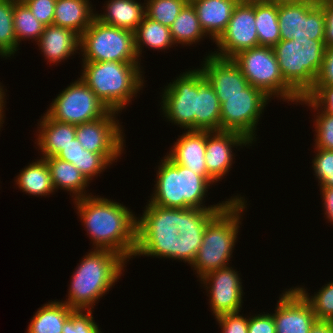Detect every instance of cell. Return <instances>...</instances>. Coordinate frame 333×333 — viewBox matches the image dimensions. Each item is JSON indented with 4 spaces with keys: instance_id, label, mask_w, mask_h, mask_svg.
<instances>
[{
    "instance_id": "836d02e7",
    "label": "cell",
    "mask_w": 333,
    "mask_h": 333,
    "mask_svg": "<svg viewBox=\"0 0 333 333\" xmlns=\"http://www.w3.org/2000/svg\"><path fill=\"white\" fill-rule=\"evenodd\" d=\"M171 36L174 44L192 45L200 42L208 36L202 29L197 13L193 5L188 2L170 27Z\"/></svg>"
},
{
    "instance_id": "f907efd6",
    "label": "cell",
    "mask_w": 333,
    "mask_h": 333,
    "mask_svg": "<svg viewBox=\"0 0 333 333\" xmlns=\"http://www.w3.org/2000/svg\"><path fill=\"white\" fill-rule=\"evenodd\" d=\"M4 86L1 85L0 83V120L4 121V107H5V102L4 100L5 99V96H6V92L4 90L6 89H3Z\"/></svg>"
},
{
    "instance_id": "d590c367",
    "label": "cell",
    "mask_w": 333,
    "mask_h": 333,
    "mask_svg": "<svg viewBox=\"0 0 333 333\" xmlns=\"http://www.w3.org/2000/svg\"><path fill=\"white\" fill-rule=\"evenodd\" d=\"M13 0H0V56L11 57L19 50L13 26Z\"/></svg>"
},
{
    "instance_id": "4316f807",
    "label": "cell",
    "mask_w": 333,
    "mask_h": 333,
    "mask_svg": "<svg viewBox=\"0 0 333 333\" xmlns=\"http://www.w3.org/2000/svg\"><path fill=\"white\" fill-rule=\"evenodd\" d=\"M105 11L95 17L102 23L135 32L146 16L145 2L136 0H108Z\"/></svg>"
},
{
    "instance_id": "3957f363",
    "label": "cell",
    "mask_w": 333,
    "mask_h": 333,
    "mask_svg": "<svg viewBox=\"0 0 333 333\" xmlns=\"http://www.w3.org/2000/svg\"><path fill=\"white\" fill-rule=\"evenodd\" d=\"M156 175L155 188L148 202L161 207L222 209L230 201L245 200L237 194L222 203L204 206L212 184L204 176L173 162L167 155L161 159Z\"/></svg>"
},
{
    "instance_id": "83f0119b",
    "label": "cell",
    "mask_w": 333,
    "mask_h": 333,
    "mask_svg": "<svg viewBox=\"0 0 333 333\" xmlns=\"http://www.w3.org/2000/svg\"><path fill=\"white\" fill-rule=\"evenodd\" d=\"M89 0H56L53 25L75 31L79 36L95 18Z\"/></svg>"
},
{
    "instance_id": "7a4b0ae2",
    "label": "cell",
    "mask_w": 333,
    "mask_h": 333,
    "mask_svg": "<svg viewBox=\"0 0 333 333\" xmlns=\"http://www.w3.org/2000/svg\"><path fill=\"white\" fill-rule=\"evenodd\" d=\"M127 261L110 250H90L71 276L65 303L73 310L92 311L94 305L121 277ZM97 301V302H96Z\"/></svg>"
},
{
    "instance_id": "bcb514c9",
    "label": "cell",
    "mask_w": 333,
    "mask_h": 333,
    "mask_svg": "<svg viewBox=\"0 0 333 333\" xmlns=\"http://www.w3.org/2000/svg\"><path fill=\"white\" fill-rule=\"evenodd\" d=\"M314 86H333V46L325 50L322 68Z\"/></svg>"
},
{
    "instance_id": "7bdbcfd3",
    "label": "cell",
    "mask_w": 333,
    "mask_h": 333,
    "mask_svg": "<svg viewBox=\"0 0 333 333\" xmlns=\"http://www.w3.org/2000/svg\"><path fill=\"white\" fill-rule=\"evenodd\" d=\"M24 4L42 24H53L56 0H27Z\"/></svg>"
},
{
    "instance_id": "11a10c76",
    "label": "cell",
    "mask_w": 333,
    "mask_h": 333,
    "mask_svg": "<svg viewBox=\"0 0 333 333\" xmlns=\"http://www.w3.org/2000/svg\"><path fill=\"white\" fill-rule=\"evenodd\" d=\"M4 123V121L0 120V130H1V127L3 126L2 124Z\"/></svg>"
},
{
    "instance_id": "f35d334b",
    "label": "cell",
    "mask_w": 333,
    "mask_h": 333,
    "mask_svg": "<svg viewBox=\"0 0 333 333\" xmlns=\"http://www.w3.org/2000/svg\"><path fill=\"white\" fill-rule=\"evenodd\" d=\"M299 103L307 105L310 109L313 108L311 110H314V112L317 111L313 122L314 131H316L314 147L333 150V115L326 114L322 110L319 111V108L309 98L303 97Z\"/></svg>"
},
{
    "instance_id": "d6986e66",
    "label": "cell",
    "mask_w": 333,
    "mask_h": 333,
    "mask_svg": "<svg viewBox=\"0 0 333 333\" xmlns=\"http://www.w3.org/2000/svg\"><path fill=\"white\" fill-rule=\"evenodd\" d=\"M242 134L232 131H206L205 164L208 174L221 181L231 170L235 154L233 147L252 146Z\"/></svg>"
},
{
    "instance_id": "7c38bea8",
    "label": "cell",
    "mask_w": 333,
    "mask_h": 333,
    "mask_svg": "<svg viewBox=\"0 0 333 333\" xmlns=\"http://www.w3.org/2000/svg\"><path fill=\"white\" fill-rule=\"evenodd\" d=\"M281 40H324L325 18L319 1H278Z\"/></svg>"
},
{
    "instance_id": "d4e9b609",
    "label": "cell",
    "mask_w": 333,
    "mask_h": 333,
    "mask_svg": "<svg viewBox=\"0 0 333 333\" xmlns=\"http://www.w3.org/2000/svg\"><path fill=\"white\" fill-rule=\"evenodd\" d=\"M189 2L197 13L202 29L213 42L226 29L238 4L237 0H189Z\"/></svg>"
},
{
    "instance_id": "681fc988",
    "label": "cell",
    "mask_w": 333,
    "mask_h": 333,
    "mask_svg": "<svg viewBox=\"0 0 333 333\" xmlns=\"http://www.w3.org/2000/svg\"><path fill=\"white\" fill-rule=\"evenodd\" d=\"M309 333H333V321L316 320Z\"/></svg>"
},
{
    "instance_id": "603a6c76",
    "label": "cell",
    "mask_w": 333,
    "mask_h": 333,
    "mask_svg": "<svg viewBox=\"0 0 333 333\" xmlns=\"http://www.w3.org/2000/svg\"><path fill=\"white\" fill-rule=\"evenodd\" d=\"M122 153H94L84 149L74 138L56 157L72 163L91 183L94 177L103 173ZM116 160V161H115Z\"/></svg>"
},
{
    "instance_id": "7dc6e473",
    "label": "cell",
    "mask_w": 333,
    "mask_h": 333,
    "mask_svg": "<svg viewBox=\"0 0 333 333\" xmlns=\"http://www.w3.org/2000/svg\"><path fill=\"white\" fill-rule=\"evenodd\" d=\"M319 6L324 11L325 34L324 43L326 48L333 46V1H319Z\"/></svg>"
},
{
    "instance_id": "f1b7e54d",
    "label": "cell",
    "mask_w": 333,
    "mask_h": 333,
    "mask_svg": "<svg viewBox=\"0 0 333 333\" xmlns=\"http://www.w3.org/2000/svg\"><path fill=\"white\" fill-rule=\"evenodd\" d=\"M44 159L49 166L55 191L58 189L69 191V193H72L74 200L90 196L86 191L90 182L72 163L61 160L56 156Z\"/></svg>"
},
{
    "instance_id": "2e32d148",
    "label": "cell",
    "mask_w": 333,
    "mask_h": 333,
    "mask_svg": "<svg viewBox=\"0 0 333 333\" xmlns=\"http://www.w3.org/2000/svg\"><path fill=\"white\" fill-rule=\"evenodd\" d=\"M117 111L109 110L103 117L76 126V138L84 149L94 153H122L125 150L123 126Z\"/></svg>"
},
{
    "instance_id": "e575fe53",
    "label": "cell",
    "mask_w": 333,
    "mask_h": 333,
    "mask_svg": "<svg viewBox=\"0 0 333 333\" xmlns=\"http://www.w3.org/2000/svg\"><path fill=\"white\" fill-rule=\"evenodd\" d=\"M13 26L18 45L27 39L38 42L45 29L24 3L17 2H14Z\"/></svg>"
},
{
    "instance_id": "b9f144b4",
    "label": "cell",
    "mask_w": 333,
    "mask_h": 333,
    "mask_svg": "<svg viewBox=\"0 0 333 333\" xmlns=\"http://www.w3.org/2000/svg\"><path fill=\"white\" fill-rule=\"evenodd\" d=\"M215 319L222 333H248V316L239 312L221 314Z\"/></svg>"
},
{
    "instance_id": "1f68e13d",
    "label": "cell",
    "mask_w": 333,
    "mask_h": 333,
    "mask_svg": "<svg viewBox=\"0 0 333 333\" xmlns=\"http://www.w3.org/2000/svg\"><path fill=\"white\" fill-rule=\"evenodd\" d=\"M173 45L175 44L172 40L170 28L146 16L135 31V48L140 61L141 58L139 57H142L144 46L153 50H168Z\"/></svg>"
},
{
    "instance_id": "f6af8a7d",
    "label": "cell",
    "mask_w": 333,
    "mask_h": 333,
    "mask_svg": "<svg viewBox=\"0 0 333 333\" xmlns=\"http://www.w3.org/2000/svg\"><path fill=\"white\" fill-rule=\"evenodd\" d=\"M263 313L248 316V333H276L272 313Z\"/></svg>"
},
{
    "instance_id": "8fae6325",
    "label": "cell",
    "mask_w": 333,
    "mask_h": 333,
    "mask_svg": "<svg viewBox=\"0 0 333 333\" xmlns=\"http://www.w3.org/2000/svg\"><path fill=\"white\" fill-rule=\"evenodd\" d=\"M108 111V107L78 78L57 95L46 114L56 121L77 126L99 119Z\"/></svg>"
},
{
    "instance_id": "8d00e7d4",
    "label": "cell",
    "mask_w": 333,
    "mask_h": 333,
    "mask_svg": "<svg viewBox=\"0 0 333 333\" xmlns=\"http://www.w3.org/2000/svg\"><path fill=\"white\" fill-rule=\"evenodd\" d=\"M146 17L171 27L189 0H144ZM147 1V2H146Z\"/></svg>"
},
{
    "instance_id": "74e56055",
    "label": "cell",
    "mask_w": 333,
    "mask_h": 333,
    "mask_svg": "<svg viewBox=\"0 0 333 333\" xmlns=\"http://www.w3.org/2000/svg\"><path fill=\"white\" fill-rule=\"evenodd\" d=\"M295 288L311 305L317 320L333 321V281L323 285L313 296L303 286Z\"/></svg>"
},
{
    "instance_id": "30bf717a",
    "label": "cell",
    "mask_w": 333,
    "mask_h": 333,
    "mask_svg": "<svg viewBox=\"0 0 333 333\" xmlns=\"http://www.w3.org/2000/svg\"><path fill=\"white\" fill-rule=\"evenodd\" d=\"M218 100L221 103L220 131L240 133L251 143L257 141V125L270 97L249 85L241 94L218 96Z\"/></svg>"
},
{
    "instance_id": "9c48e42d",
    "label": "cell",
    "mask_w": 333,
    "mask_h": 333,
    "mask_svg": "<svg viewBox=\"0 0 333 333\" xmlns=\"http://www.w3.org/2000/svg\"><path fill=\"white\" fill-rule=\"evenodd\" d=\"M232 60L249 85L260 89L271 99L277 97L280 101L296 104L300 101L301 97L284 81L273 47L259 45L239 52Z\"/></svg>"
},
{
    "instance_id": "277c9868",
    "label": "cell",
    "mask_w": 333,
    "mask_h": 333,
    "mask_svg": "<svg viewBox=\"0 0 333 333\" xmlns=\"http://www.w3.org/2000/svg\"><path fill=\"white\" fill-rule=\"evenodd\" d=\"M82 63L80 78L109 110L121 113L144 87L145 79L140 63L114 61Z\"/></svg>"
},
{
    "instance_id": "f546056e",
    "label": "cell",
    "mask_w": 333,
    "mask_h": 333,
    "mask_svg": "<svg viewBox=\"0 0 333 333\" xmlns=\"http://www.w3.org/2000/svg\"><path fill=\"white\" fill-rule=\"evenodd\" d=\"M20 191L33 196H47L55 192L49 166L44 158L28 164L16 176Z\"/></svg>"
},
{
    "instance_id": "4dcf8cb0",
    "label": "cell",
    "mask_w": 333,
    "mask_h": 333,
    "mask_svg": "<svg viewBox=\"0 0 333 333\" xmlns=\"http://www.w3.org/2000/svg\"><path fill=\"white\" fill-rule=\"evenodd\" d=\"M74 311L61 301L48 302L30 319L26 333H62L65 321Z\"/></svg>"
},
{
    "instance_id": "c3c4849f",
    "label": "cell",
    "mask_w": 333,
    "mask_h": 333,
    "mask_svg": "<svg viewBox=\"0 0 333 333\" xmlns=\"http://www.w3.org/2000/svg\"><path fill=\"white\" fill-rule=\"evenodd\" d=\"M320 195L324 207L325 219H328L333 225V187H320Z\"/></svg>"
},
{
    "instance_id": "db71d44e",
    "label": "cell",
    "mask_w": 333,
    "mask_h": 333,
    "mask_svg": "<svg viewBox=\"0 0 333 333\" xmlns=\"http://www.w3.org/2000/svg\"><path fill=\"white\" fill-rule=\"evenodd\" d=\"M14 2H17V3H24L26 2L27 0H13Z\"/></svg>"
},
{
    "instance_id": "ffe728a7",
    "label": "cell",
    "mask_w": 333,
    "mask_h": 333,
    "mask_svg": "<svg viewBox=\"0 0 333 333\" xmlns=\"http://www.w3.org/2000/svg\"><path fill=\"white\" fill-rule=\"evenodd\" d=\"M200 67L211 83L217 96H234L249 86L242 71L232 59L217 57L211 53L205 56Z\"/></svg>"
},
{
    "instance_id": "816d5d0a",
    "label": "cell",
    "mask_w": 333,
    "mask_h": 333,
    "mask_svg": "<svg viewBox=\"0 0 333 333\" xmlns=\"http://www.w3.org/2000/svg\"><path fill=\"white\" fill-rule=\"evenodd\" d=\"M271 0H237L239 4H255V3H264Z\"/></svg>"
},
{
    "instance_id": "ab89813d",
    "label": "cell",
    "mask_w": 333,
    "mask_h": 333,
    "mask_svg": "<svg viewBox=\"0 0 333 333\" xmlns=\"http://www.w3.org/2000/svg\"><path fill=\"white\" fill-rule=\"evenodd\" d=\"M312 168L320 187H333V150L314 148Z\"/></svg>"
},
{
    "instance_id": "6da1fadb",
    "label": "cell",
    "mask_w": 333,
    "mask_h": 333,
    "mask_svg": "<svg viewBox=\"0 0 333 333\" xmlns=\"http://www.w3.org/2000/svg\"><path fill=\"white\" fill-rule=\"evenodd\" d=\"M73 200L92 249L110 250L125 260L133 259L137 217L124 204L93 195Z\"/></svg>"
},
{
    "instance_id": "44dd1931",
    "label": "cell",
    "mask_w": 333,
    "mask_h": 333,
    "mask_svg": "<svg viewBox=\"0 0 333 333\" xmlns=\"http://www.w3.org/2000/svg\"><path fill=\"white\" fill-rule=\"evenodd\" d=\"M167 156L194 173L204 176L212 185L216 181L208 174L205 164L206 131H184Z\"/></svg>"
},
{
    "instance_id": "ba28073f",
    "label": "cell",
    "mask_w": 333,
    "mask_h": 333,
    "mask_svg": "<svg viewBox=\"0 0 333 333\" xmlns=\"http://www.w3.org/2000/svg\"><path fill=\"white\" fill-rule=\"evenodd\" d=\"M82 62L141 63L135 48V32L102 23L96 17L80 36Z\"/></svg>"
},
{
    "instance_id": "8992f818",
    "label": "cell",
    "mask_w": 333,
    "mask_h": 333,
    "mask_svg": "<svg viewBox=\"0 0 333 333\" xmlns=\"http://www.w3.org/2000/svg\"><path fill=\"white\" fill-rule=\"evenodd\" d=\"M284 81L301 97L314 87L322 68L324 40L293 38L280 40L273 47Z\"/></svg>"
},
{
    "instance_id": "d6a6232c",
    "label": "cell",
    "mask_w": 333,
    "mask_h": 333,
    "mask_svg": "<svg viewBox=\"0 0 333 333\" xmlns=\"http://www.w3.org/2000/svg\"><path fill=\"white\" fill-rule=\"evenodd\" d=\"M255 25L260 46L274 47L281 40L278 1L255 3Z\"/></svg>"
},
{
    "instance_id": "60d3db41",
    "label": "cell",
    "mask_w": 333,
    "mask_h": 333,
    "mask_svg": "<svg viewBox=\"0 0 333 333\" xmlns=\"http://www.w3.org/2000/svg\"><path fill=\"white\" fill-rule=\"evenodd\" d=\"M92 312L75 310L65 321L62 333H102L92 317Z\"/></svg>"
},
{
    "instance_id": "cb8c5ba5",
    "label": "cell",
    "mask_w": 333,
    "mask_h": 333,
    "mask_svg": "<svg viewBox=\"0 0 333 333\" xmlns=\"http://www.w3.org/2000/svg\"><path fill=\"white\" fill-rule=\"evenodd\" d=\"M221 103L203 71L197 68V104L194 130L220 131Z\"/></svg>"
},
{
    "instance_id": "5b68a950",
    "label": "cell",
    "mask_w": 333,
    "mask_h": 333,
    "mask_svg": "<svg viewBox=\"0 0 333 333\" xmlns=\"http://www.w3.org/2000/svg\"><path fill=\"white\" fill-rule=\"evenodd\" d=\"M246 203L245 200L230 201L208 222L203 242L191 264L197 278L229 266Z\"/></svg>"
},
{
    "instance_id": "ee69618b",
    "label": "cell",
    "mask_w": 333,
    "mask_h": 333,
    "mask_svg": "<svg viewBox=\"0 0 333 333\" xmlns=\"http://www.w3.org/2000/svg\"><path fill=\"white\" fill-rule=\"evenodd\" d=\"M326 114L333 115V86H314L305 96Z\"/></svg>"
},
{
    "instance_id": "52a82bcc",
    "label": "cell",
    "mask_w": 333,
    "mask_h": 333,
    "mask_svg": "<svg viewBox=\"0 0 333 333\" xmlns=\"http://www.w3.org/2000/svg\"><path fill=\"white\" fill-rule=\"evenodd\" d=\"M142 214L137 217L133 256L176 260L179 208H165L147 202Z\"/></svg>"
},
{
    "instance_id": "ac0fdd59",
    "label": "cell",
    "mask_w": 333,
    "mask_h": 333,
    "mask_svg": "<svg viewBox=\"0 0 333 333\" xmlns=\"http://www.w3.org/2000/svg\"><path fill=\"white\" fill-rule=\"evenodd\" d=\"M220 210L179 208L177 260L186 262L191 266L203 242V235L208 222Z\"/></svg>"
},
{
    "instance_id": "e0dca14e",
    "label": "cell",
    "mask_w": 333,
    "mask_h": 333,
    "mask_svg": "<svg viewBox=\"0 0 333 333\" xmlns=\"http://www.w3.org/2000/svg\"><path fill=\"white\" fill-rule=\"evenodd\" d=\"M274 311L276 333H309L317 320L311 305L295 287L280 294Z\"/></svg>"
},
{
    "instance_id": "5bb4252c",
    "label": "cell",
    "mask_w": 333,
    "mask_h": 333,
    "mask_svg": "<svg viewBox=\"0 0 333 333\" xmlns=\"http://www.w3.org/2000/svg\"><path fill=\"white\" fill-rule=\"evenodd\" d=\"M215 44L218 51L211 54L225 59H232L241 51L259 46L255 25V4L238 3L226 29Z\"/></svg>"
},
{
    "instance_id": "9a60e30c",
    "label": "cell",
    "mask_w": 333,
    "mask_h": 333,
    "mask_svg": "<svg viewBox=\"0 0 333 333\" xmlns=\"http://www.w3.org/2000/svg\"><path fill=\"white\" fill-rule=\"evenodd\" d=\"M238 271L227 266L211 271L199 280L208 292L209 305L214 317L241 312L243 304L242 278ZM207 287V288H206Z\"/></svg>"
},
{
    "instance_id": "7402d4cb",
    "label": "cell",
    "mask_w": 333,
    "mask_h": 333,
    "mask_svg": "<svg viewBox=\"0 0 333 333\" xmlns=\"http://www.w3.org/2000/svg\"><path fill=\"white\" fill-rule=\"evenodd\" d=\"M36 44L43 53L44 59L49 64L57 65V63L69 59L73 54L79 53L80 36L73 30L52 24L45 26Z\"/></svg>"
},
{
    "instance_id": "f5cc1de1",
    "label": "cell",
    "mask_w": 333,
    "mask_h": 333,
    "mask_svg": "<svg viewBox=\"0 0 333 333\" xmlns=\"http://www.w3.org/2000/svg\"><path fill=\"white\" fill-rule=\"evenodd\" d=\"M275 1H319V0H275Z\"/></svg>"
},
{
    "instance_id": "484cf974",
    "label": "cell",
    "mask_w": 333,
    "mask_h": 333,
    "mask_svg": "<svg viewBox=\"0 0 333 333\" xmlns=\"http://www.w3.org/2000/svg\"><path fill=\"white\" fill-rule=\"evenodd\" d=\"M36 142L41 158L57 156L76 138V125L51 119L46 113L38 121Z\"/></svg>"
},
{
    "instance_id": "4fadbf2b",
    "label": "cell",
    "mask_w": 333,
    "mask_h": 333,
    "mask_svg": "<svg viewBox=\"0 0 333 333\" xmlns=\"http://www.w3.org/2000/svg\"><path fill=\"white\" fill-rule=\"evenodd\" d=\"M170 82L161 93V108L167 121L186 131L194 130L197 104V69L188 70Z\"/></svg>"
}]
</instances>
